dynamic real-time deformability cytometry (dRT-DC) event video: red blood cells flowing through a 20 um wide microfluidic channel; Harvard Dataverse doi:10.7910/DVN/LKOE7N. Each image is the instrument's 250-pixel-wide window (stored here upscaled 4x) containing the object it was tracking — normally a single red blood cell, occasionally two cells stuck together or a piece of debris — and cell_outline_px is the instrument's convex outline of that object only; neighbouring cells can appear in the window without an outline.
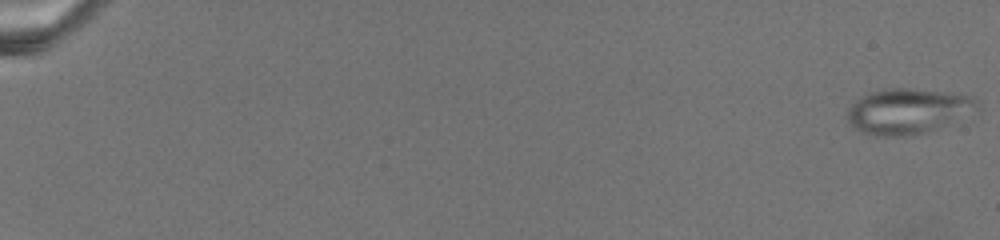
{"species": "common noctule bat (a hibernating species)", "species_latin": "Nyctalus noctula", "temperature_condition": "warm", "stored_images_in_passage": 79, "camera_frame_rate_fps": 3000, "um_per_image_px": 0.085, "animal": {"sex": "female", "body_mass_g": 19.5, "forearm_length_mm": 54.1}, "frame": {"image": 1, "passage_image": 1, "time_ms": 0.0, "image_size_px": [1000, 240], "cell_outline_px": [[980, 112], [936, 128], [924, 132], [904, 136], [876, 136], [860, 132], [848, 120], [848, 108], [856, 100], [868, 92], [892, 88], [904, 88], [940, 92], [972, 96], [976, 100], [980, 108]], "centroid_in_image_um": [77.2, 9.45], "position_along_channel_um": 7.8, "area_um2": 34.16}}
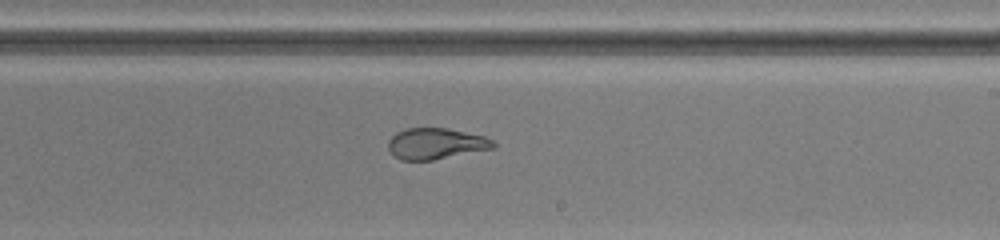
{"frame": {"image": 2, "passage_image": 51, "time_ms": 16.667, "image_size_px": [1000, 240], "cell_outline_px": [[496, 148], [432, 160], [400, 160], [392, 156], [388, 148], [388, 140], [396, 132], [404, 128], [448, 128], [484, 136], [492, 140], [496, 144]], "centroid_in_image_um": [37.02, 12.21], "position_along_channel_um": 252.0, "area_um2": 19.25}}
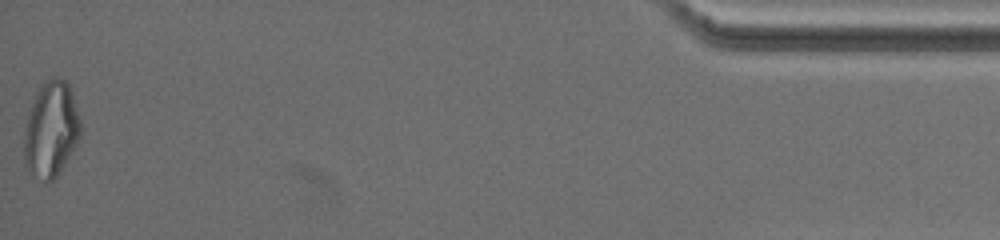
{"frame": {"image": 3, "passage_image": 79, "time_ms": 26.0, "image_size_px": [1000, 240], "cell_outline_px": [[80, 136], [76, 144], [56, 176], [52, 180], [44, 180], [32, 172], [24, 164], [24, 136], [28, 116], [36, 92], [44, 80], [52, 76], [56, 76], [64, 80], [68, 84], [72, 92], [80, 120]], "centroid_in_image_um": [4.34, 10.93], "position_along_channel_um": 430.9, "area_um2": 30.81}}